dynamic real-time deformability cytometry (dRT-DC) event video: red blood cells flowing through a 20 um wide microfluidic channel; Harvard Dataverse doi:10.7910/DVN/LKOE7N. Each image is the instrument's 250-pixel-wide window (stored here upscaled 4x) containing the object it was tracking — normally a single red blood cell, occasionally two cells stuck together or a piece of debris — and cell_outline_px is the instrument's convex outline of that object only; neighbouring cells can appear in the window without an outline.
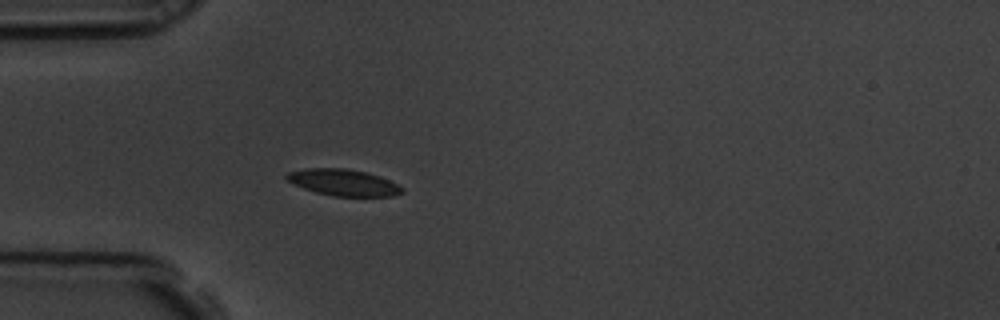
{"species": "common noctule bat (a hibernating species)", "species_latin": "Nyctalus noctula", "temperature_condition": "room temperature", "stored_images_in_passage": 4, "camera_frame_rate_fps": 3000, "um_per_image_px": 0.085, "animal": {"sex": "male", "body_mass_g": 19.5, "forearm_length_mm": 54.6}, "frame": {"image": 1, "passage_image": 4, "time_ms": 1.0, "image_size_px": [1000, 320], "cell_outline_px": [[404, 192], [392, 196], [332, 196], [316, 192], [292, 184], [284, 176], [288, 172], [304, 168], [344, 168], [364, 172], [380, 176], [404, 188]], "centroid_in_image_um": [29.16, 15.51], "position_along_channel_um": 55.8, "area_um2": 17.74}}